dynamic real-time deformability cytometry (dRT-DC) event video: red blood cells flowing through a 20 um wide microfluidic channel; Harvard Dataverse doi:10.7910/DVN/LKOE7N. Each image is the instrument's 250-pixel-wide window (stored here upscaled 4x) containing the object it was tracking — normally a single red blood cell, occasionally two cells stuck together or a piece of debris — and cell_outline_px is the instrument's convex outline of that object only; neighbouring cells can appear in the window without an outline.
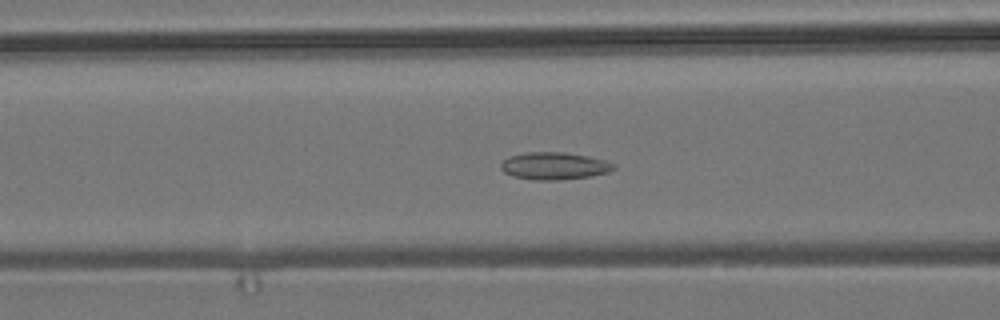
{"species": "common noctule bat (a hibernating species)", "species_latin": "Nyctalus noctula", "temperature_condition": "room temperature", "stored_images_in_passage": 55, "camera_frame_rate_fps": 3000, "um_per_image_px": 0.085, "animal": {"sex": "male", "body_mass_g": 19.2, "forearm_length_mm": 51.8}, "frame": {"image": 1, "passage_image": 21, "time_ms": 6.667, "image_size_px": [1000, 320], "cell_outline_px": [[616, 168], [608, 172], [592, 176], [556, 180], [532, 180], [512, 176], [504, 172], [500, 168], [500, 164], [508, 156], [528, 152], [564, 152], [588, 156], [604, 160], [616, 164]], "centroid_in_image_um": [47.1, 14.1], "position_along_channel_um": 119.5, "area_um2": 18.09}}
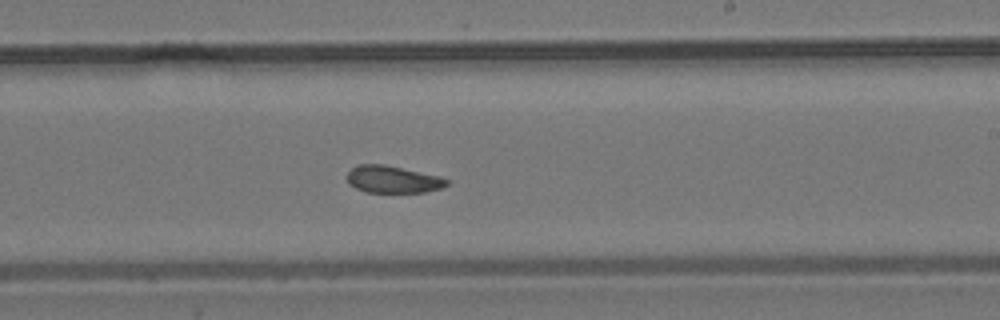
{"frame": {"image": 2, "passage_image": 32, "time_ms": 10.333, "image_size_px": [1000, 320], "cell_outline_px": [[448, 184], [440, 188], [424, 192], [368, 192], [356, 188], [348, 184], [348, 172], [356, 164], [384, 164], [440, 176], [448, 180]], "centroid_in_image_um": [33.37, 15.24], "position_along_channel_um": 255.6, "area_um2": 15.66}}
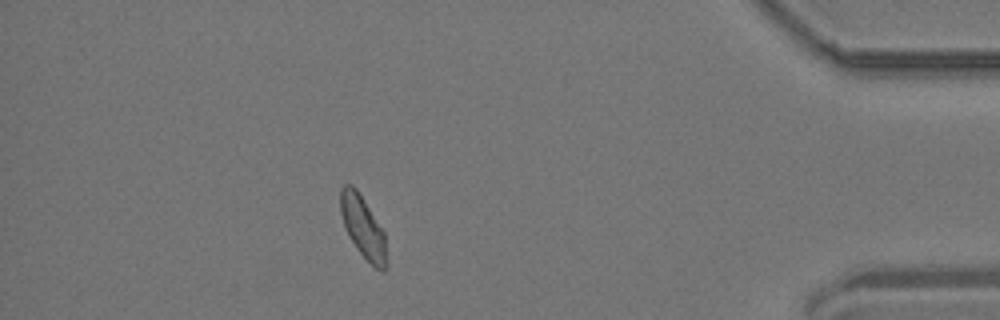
{"frame": {"image": 3, "passage_image": 48, "time_ms": 15.667, "image_size_px": [1000, 320], "cell_outline_px": [[388, 268], [384, 272], [380, 272], [356, 248], [344, 224], [340, 212], [340, 188], [344, 184], [352, 184], [356, 188], [384, 232], [388, 260]], "centroid_in_image_um": [30.88, 19.33], "position_along_channel_um": 404.3, "area_um2": 16.53}, "authors_computed_cell_mechanics": {"area_um2": 17.1088, "velocity_mm_per_s": 3.7225, "shape_relaxation_time_tau1_ms": null, "shape_relaxation_time_tau2_ms": 2.9113, "deformation_change_tau1": null, "deformation_change_tau2": 0.0671}}